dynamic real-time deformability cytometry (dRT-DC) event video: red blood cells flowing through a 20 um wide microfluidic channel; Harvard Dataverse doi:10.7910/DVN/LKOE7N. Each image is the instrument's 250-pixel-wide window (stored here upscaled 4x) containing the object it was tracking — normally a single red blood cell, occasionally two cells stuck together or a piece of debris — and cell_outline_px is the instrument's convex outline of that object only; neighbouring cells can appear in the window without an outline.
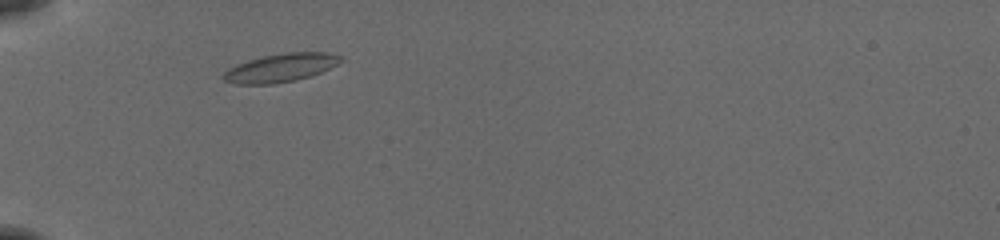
{"species": "common noctule bat (a hibernating species)", "species_latin": "Nyctalus noctula", "temperature_condition": "cold", "stored_images_in_passage": 3, "camera_frame_rate_fps": 3000, "um_per_image_px": 0.085, "animal": {"sex": "female", "body_mass_g": 19.5, "forearm_length_mm": 54.1}, "frame": {"image": 1, "passage_image": 2, "time_ms": 0.333, "image_size_px": [1000, 240], "cell_outline_px": [[344, 60], [320, 72], [296, 80], [272, 84], [236, 84], [224, 80], [220, 76], [228, 68], [236, 64], [248, 60], [264, 56], [288, 52], [328, 52], [340, 56]], "centroid_in_image_um": [23.81, 5.76], "position_along_channel_um": 61.2, "area_um2": 19.25}}